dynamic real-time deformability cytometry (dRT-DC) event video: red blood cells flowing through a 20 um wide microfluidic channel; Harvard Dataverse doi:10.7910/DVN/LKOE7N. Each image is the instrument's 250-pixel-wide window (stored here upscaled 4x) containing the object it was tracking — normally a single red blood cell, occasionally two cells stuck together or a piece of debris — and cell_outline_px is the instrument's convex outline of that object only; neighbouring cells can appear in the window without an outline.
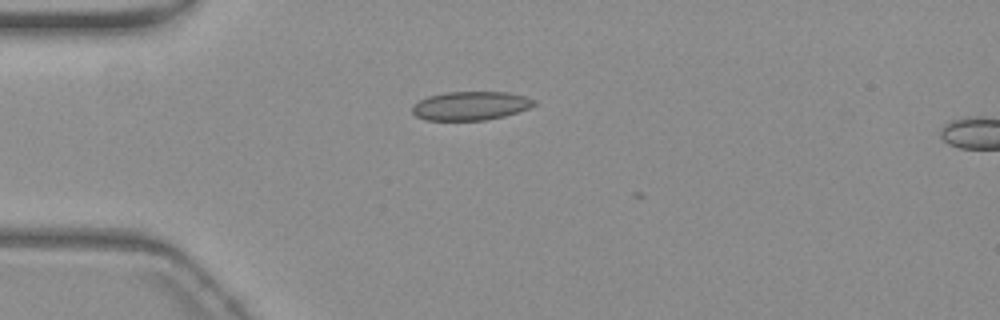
{"species": "common noctule bat (a hibernating species)", "species_latin": "Nyctalus noctula", "temperature_condition": "warm", "stored_images_in_passage": 4, "camera_frame_rate_fps": 3000, "um_per_image_px": 0.085, "animal": {"sex": "female", "body_mass_g": 19.3, "forearm_length_mm": 54.1}, "frame": {"image": 1, "passage_image": 1, "time_ms": 0.0, "image_size_px": [1000, 320], "cell_outline_px": [[536, 104], [528, 108], [504, 116], [484, 120], [424, 120], [416, 116], [412, 112], [412, 104], [428, 96], [444, 92], [508, 92], [524, 96], [536, 100]], "centroid_in_image_um": [39.97, 8.99], "position_along_channel_um": 45.0, "area_um2": 20.4}}